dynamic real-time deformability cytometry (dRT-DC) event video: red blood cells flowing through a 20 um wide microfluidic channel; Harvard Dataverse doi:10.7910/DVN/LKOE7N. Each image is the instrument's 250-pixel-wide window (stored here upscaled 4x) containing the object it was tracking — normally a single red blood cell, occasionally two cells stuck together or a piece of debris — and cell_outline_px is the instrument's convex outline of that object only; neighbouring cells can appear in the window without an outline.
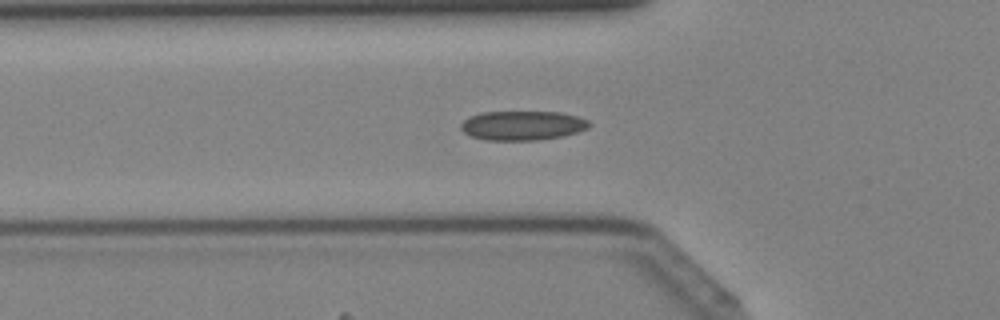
{"species": "Egyptian fruit bat (a non-hibernating species)", "species_latin": "Rousettus aegyptiacus", "temperature_condition": "cold", "stored_images_in_passage": 33, "camera_frame_rate_fps": 3000, "um_per_image_px": 0.085, "animal": {"sex": "female"}, "frame": {"image": 1, "passage_image": 5, "time_ms": 1.333, "image_size_px": [1000, 320], "cell_outline_px": [[592, 124], [588, 128], [576, 132], [560, 136], [540, 140], [484, 140], [472, 136], [464, 132], [460, 128], [460, 124], [464, 120], [480, 112], [560, 112], [580, 116], [588, 120]], "centroid_in_image_um": [44.43, 10.66], "position_along_channel_um": 81.4, "area_um2": 21.96}}
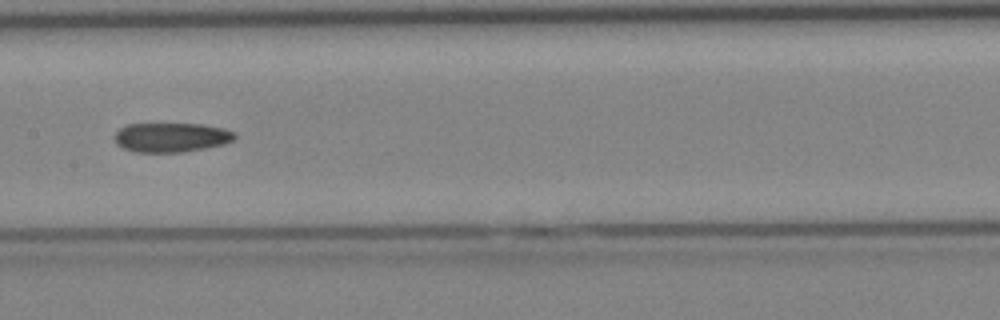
{"frame": {"image": 2, "passage_image": 12, "time_ms": 3.667, "image_size_px": [1000, 320], "cell_outline_px": [[236, 140], [224, 144], [184, 152], [136, 152], [124, 148], [116, 144], [112, 136], [120, 128], [128, 124], [200, 124], [224, 128], [236, 132]], "centroid_in_image_um": [14.57, 11.67], "position_along_channel_um": 192.8, "area_um2": 20.75}}
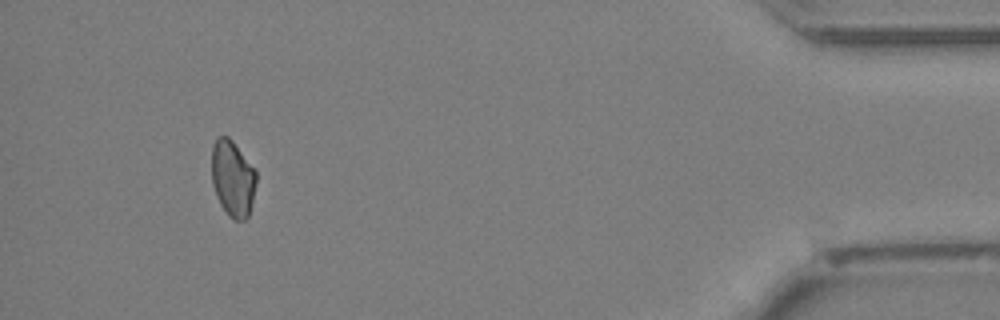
{"frame": {"image": 3, "passage_image": 30, "time_ms": 9.667, "image_size_px": [1000, 320], "cell_outline_px": [[256, 184], [248, 216], [244, 220], [232, 220], [228, 216], [220, 204], [216, 196], [212, 184], [212, 144], [216, 136], [228, 136], [232, 140], [256, 172]], "centroid_in_image_um": [19.75, 15.17], "position_along_channel_um": 415.5, "area_um2": 19.77}}